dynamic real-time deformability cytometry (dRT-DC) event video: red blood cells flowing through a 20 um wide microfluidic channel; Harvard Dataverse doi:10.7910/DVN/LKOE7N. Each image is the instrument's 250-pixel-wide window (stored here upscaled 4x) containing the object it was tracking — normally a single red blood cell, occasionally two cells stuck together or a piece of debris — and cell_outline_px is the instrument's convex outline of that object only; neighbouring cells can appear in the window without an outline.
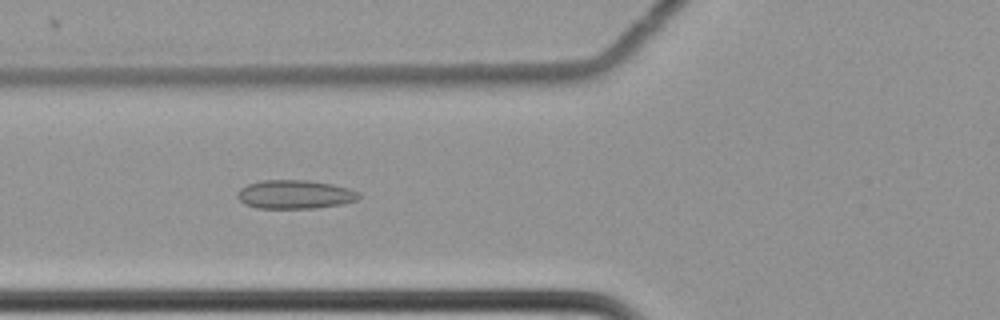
{"species": "common noctule bat (a hibernating species)", "species_latin": "Nyctalus noctula", "temperature_condition": "cold", "stored_images_in_passage": 61, "camera_frame_rate_fps": 3000, "um_per_image_px": 0.085, "animal": {"sex": "female", "body_mass_g": 22.7, "forearm_length_mm": 54.2}, "frame": {"image": 1, "passage_image": 25, "time_ms": 8.0, "image_size_px": [1000, 320], "cell_outline_px": [[360, 196], [356, 200], [340, 204], [316, 208], [260, 208], [244, 204], [236, 196], [236, 192], [240, 188], [248, 184], [264, 180], [308, 180], [332, 184], [348, 188], [360, 192]], "centroid_in_image_um": [25.05, 16.52], "position_along_channel_um": 100.8, "area_um2": 20.29}}
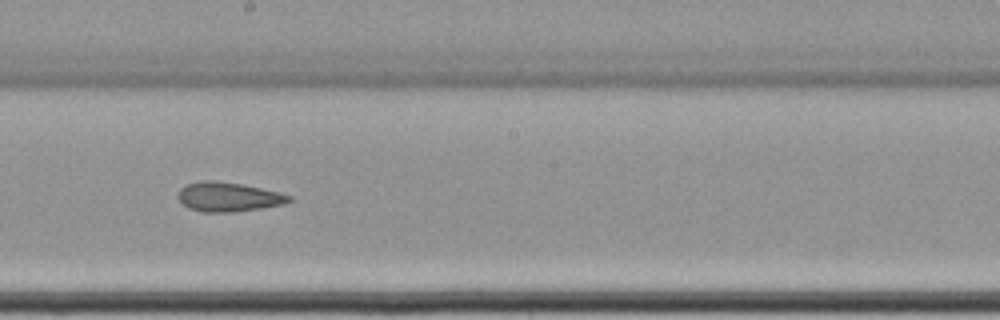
{"frame": {"image": 2, "passage_image": 36, "time_ms": 11.667, "image_size_px": [1000, 320], "cell_outline_px": [[292, 200], [284, 204], [236, 212], [204, 212], [188, 208], [176, 196], [180, 188], [188, 184], [204, 180], [216, 180], [240, 184], [280, 192], [292, 196]], "centroid_in_image_um": [19.41, 16.74], "position_along_channel_um": 228.8, "area_um2": 18.96}}
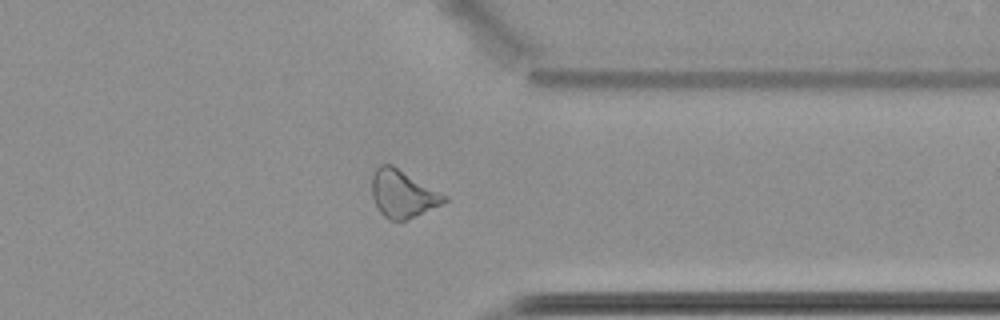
{"frame": {"image": 3, "passage_image": 49, "time_ms": 16.0, "image_size_px": [1000, 320], "cell_outline_px": [[448, 200], [440, 204], [404, 220], [388, 220], [380, 212], [372, 196], [372, 176], [376, 168], [380, 164], [392, 164], [448, 196]], "centroid_in_image_um": [34.21, 16.44], "position_along_channel_um": 377.2, "area_um2": 19.71}, "authors_computed_cell_mechanics": {"area_um2": 21.386, "velocity_mm_per_s": 3.4924, "shape_relaxation_time_tau1_ms": null, "shape_relaxation_time_tau2_ms": 5.8017, "deformation_change_tau1": null, "deformation_change_tau2": 0.1369}}